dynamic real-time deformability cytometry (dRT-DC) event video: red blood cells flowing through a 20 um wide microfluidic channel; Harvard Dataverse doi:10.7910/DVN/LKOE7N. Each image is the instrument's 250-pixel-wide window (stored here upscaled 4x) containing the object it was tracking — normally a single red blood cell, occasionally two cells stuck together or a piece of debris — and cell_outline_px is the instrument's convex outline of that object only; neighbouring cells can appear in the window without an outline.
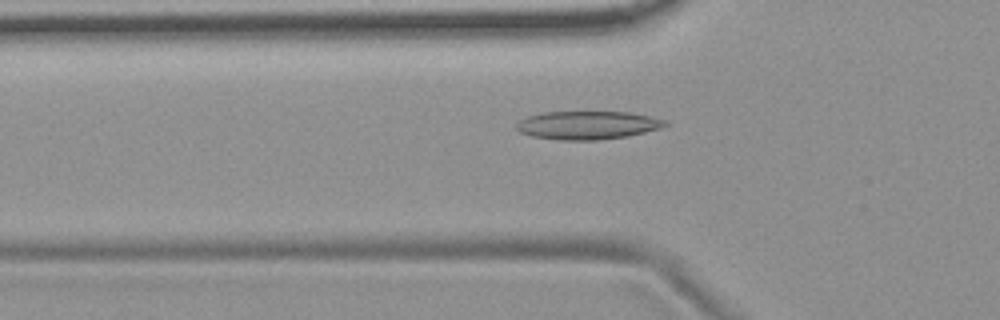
{"species": "common noctule bat (a hibernating species)", "species_latin": "Nyctalus noctula", "temperature_condition": "room temperature", "stored_images_in_passage": 41, "camera_frame_rate_fps": 3000, "um_per_image_px": 0.085, "animal": {"sex": "female", "body_mass_g": 19.9}, "frame": {"image": 1, "passage_image": 5, "time_ms": 1.333, "image_size_px": [1000, 320], "cell_outline_px": [[668, 124], [660, 128], [628, 136], [596, 140], [560, 140], [532, 136], [520, 132], [516, 128], [516, 124], [520, 120], [528, 116], [544, 112], [632, 112], [668, 120]], "centroid_in_image_um": [49.96, 10.63], "position_along_channel_um": 75.8, "area_um2": 24.51}}
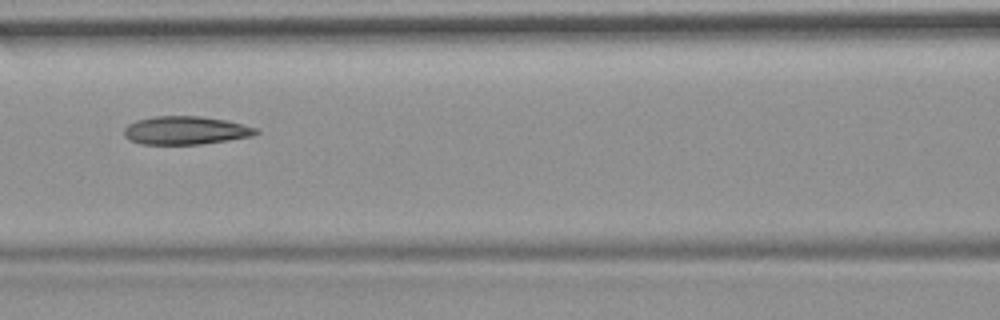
{"frame": {"image": 2, "passage_image": 11, "time_ms": 3.333, "image_size_px": [1000, 320], "cell_outline_px": [[260, 132], [252, 136], [228, 140], [200, 144], [140, 144], [128, 140], [124, 136], [124, 128], [128, 124], [136, 120], [152, 116], [200, 116], [224, 120], [256, 128]], "centroid_in_image_um": [15.71, 11.08], "position_along_channel_um": 150.9, "area_um2": 21.68}}
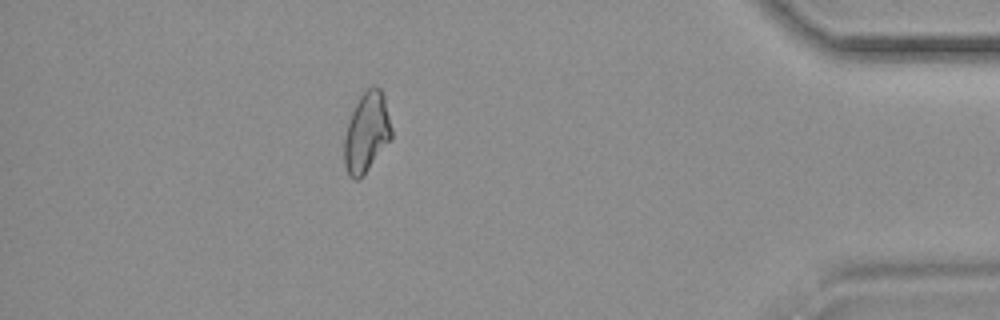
{"frame": {"image": 3, "passage_image": 35, "time_ms": 11.333, "image_size_px": [1000, 320], "cell_outline_px": [[392, 140], [360, 180], [356, 180], [348, 176], [344, 164], [344, 140], [348, 124], [352, 112], [360, 96], [372, 84], [376, 84], [380, 88], [384, 96], [392, 128]], "centroid_in_image_um": [31.18, 11.28], "position_along_channel_um": 404.0, "area_um2": 22.31}, "authors_computed_cell_mechanics": {"area_um2": 21.7906, "velocity_mm_per_s": 3.7154, "shape_relaxation_time_tau1_ms": null, "shape_relaxation_time_tau2_ms": 5.691, "deformation_change_tau1": null, "deformation_change_tau2": 0.1261}}